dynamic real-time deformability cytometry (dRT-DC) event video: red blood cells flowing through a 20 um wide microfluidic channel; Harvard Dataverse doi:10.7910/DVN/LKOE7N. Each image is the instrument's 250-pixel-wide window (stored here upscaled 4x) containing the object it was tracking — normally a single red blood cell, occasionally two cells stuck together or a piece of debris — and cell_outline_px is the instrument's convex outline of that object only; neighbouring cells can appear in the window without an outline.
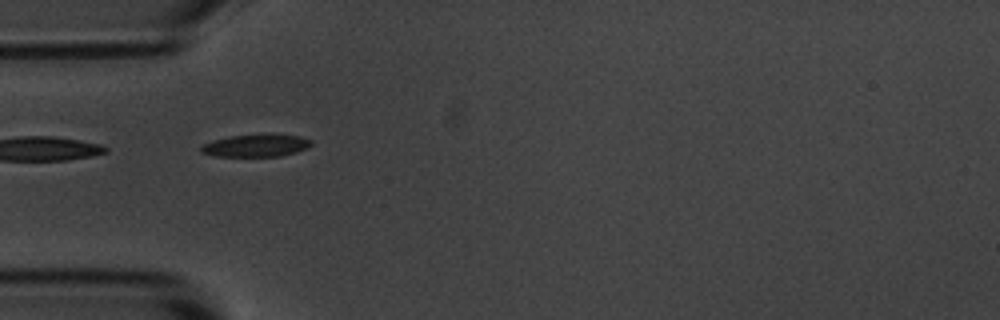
{"species": "common noctule bat (a hibernating species)", "species_latin": "Nyctalus noctula", "temperature_condition": "room temperature", "stored_images_in_passage": 10, "camera_frame_rate_fps": 3000, "um_per_image_px": 0.085, "animal": {"sex": "male", "body_mass_g": 20.1, "forearm_length_mm": 53.5}, "frame": {"image": 1, "passage_image": 1, "time_ms": 0.0, "image_size_px": [1000, 320], "cell_outline_px": [[312, 144], [308, 148], [296, 152], [280, 156], [212, 156], [200, 152], [200, 144], [212, 140], [228, 136], [268, 132], [300, 136], [312, 140]], "centroid_in_image_um": [21.74, 12.34], "position_along_channel_um": 63.3, "area_um2": 15.09}}